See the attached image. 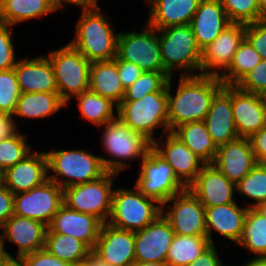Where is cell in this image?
<instances>
[{"mask_svg":"<svg viewBox=\"0 0 266 266\" xmlns=\"http://www.w3.org/2000/svg\"><path fill=\"white\" fill-rule=\"evenodd\" d=\"M170 77L167 83L168 131L195 121H204L215 95L224 83L216 76H180L175 94H171Z\"/></svg>","mask_w":266,"mask_h":266,"instance_id":"cell-1","label":"cell"},{"mask_svg":"<svg viewBox=\"0 0 266 266\" xmlns=\"http://www.w3.org/2000/svg\"><path fill=\"white\" fill-rule=\"evenodd\" d=\"M75 25V38L69 43L90 63L112 60L117 56L118 37L101 8L81 12Z\"/></svg>","mask_w":266,"mask_h":266,"instance_id":"cell-2","label":"cell"},{"mask_svg":"<svg viewBox=\"0 0 266 266\" xmlns=\"http://www.w3.org/2000/svg\"><path fill=\"white\" fill-rule=\"evenodd\" d=\"M103 127L101 144L105 153L109 157H113L111 159L100 156L107 172L119 174L120 171L131 166V160L139 159L142 161L152 147L150 140L143 134L133 131L118 117Z\"/></svg>","mask_w":266,"mask_h":266,"instance_id":"cell-3","label":"cell"},{"mask_svg":"<svg viewBox=\"0 0 266 266\" xmlns=\"http://www.w3.org/2000/svg\"><path fill=\"white\" fill-rule=\"evenodd\" d=\"M157 30L164 70L171 77L175 69L182 70L180 76L199 75L202 51L190 25L168 26Z\"/></svg>","mask_w":266,"mask_h":266,"instance_id":"cell-4","label":"cell"},{"mask_svg":"<svg viewBox=\"0 0 266 266\" xmlns=\"http://www.w3.org/2000/svg\"><path fill=\"white\" fill-rule=\"evenodd\" d=\"M47 156L48 179L62 189L90 182L102 177L107 171L101 157L84 149L50 150ZM53 174H50L52 173ZM64 177V178H63Z\"/></svg>","mask_w":266,"mask_h":266,"instance_id":"cell-5","label":"cell"},{"mask_svg":"<svg viewBox=\"0 0 266 266\" xmlns=\"http://www.w3.org/2000/svg\"><path fill=\"white\" fill-rule=\"evenodd\" d=\"M117 117L133 131L143 134L152 143L154 131L163 126L161 138L168 131L167 84L157 92L145 95L136 101H122L117 108Z\"/></svg>","mask_w":266,"mask_h":266,"instance_id":"cell-6","label":"cell"},{"mask_svg":"<svg viewBox=\"0 0 266 266\" xmlns=\"http://www.w3.org/2000/svg\"><path fill=\"white\" fill-rule=\"evenodd\" d=\"M162 214V205L133 189L117 188L113 191L111 214L107 223L127 231H139Z\"/></svg>","mask_w":266,"mask_h":266,"instance_id":"cell-7","label":"cell"},{"mask_svg":"<svg viewBox=\"0 0 266 266\" xmlns=\"http://www.w3.org/2000/svg\"><path fill=\"white\" fill-rule=\"evenodd\" d=\"M48 55L54 70L58 94L68 107L72 97L89 90L92 63L69 43Z\"/></svg>","mask_w":266,"mask_h":266,"instance_id":"cell-8","label":"cell"},{"mask_svg":"<svg viewBox=\"0 0 266 266\" xmlns=\"http://www.w3.org/2000/svg\"><path fill=\"white\" fill-rule=\"evenodd\" d=\"M116 177L117 173L106 172L99 179L64 188L63 203L75 211L96 217L102 224L107 223Z\"/></svg>","mask_w":266,"mask_h":266,"instance_id":"cell-9","label":"cell"},{"mask_svg":"<svg viewBox=\"0 0 266 266\" xmlns=\"http://www.w3.org/2000/svg\"><path fill=\"white\" fill-rule=\"evenodd\" d=\"M135 186L146 197L163 205L171 197L187 187L177 178L173 168L153 146L140 162Z\"/></svg>","mask_w":266,"mask_h":266,"instance_id":"cell-10","label":"cell"},{"mask_svg":"<svg viewBox=\"0 0 266 266\" xmlns=\"http://www.w3.org/2000/svg\"><path fill=\"white\" fill-rule=\"evenodd\" d=\"M141 32H120L117 56L139 66L143 71L166 72L161 61L158 30L147 23Z\"/></svg>","mask_w":266,"mask_h":266,"instance_id":"cell-11","label":"cell"},{"mask_svg":"<svg viewBox=\"0 0 266 266\" xmlns=\"http://www.w3.org/2000/svg\"><path fill=\"white\" fill-rule=\"evenodd\" d=\"M168 205V211L164 207ZM162 215L168 220L175 234L207 236L205 207L187 188L162 205Z\"/></svg>","mask_w":266,"mask_h":266,"instance_id":"cell-12","label":"cell"},{"mask_svg":"<svg viewBox=\"0 0 266 266\" xmlns=\"http://www.w3.org/2000/svg\"><path fill=\"white\" fill-rule=\"evenodd\" d=\"M63 204V189L51 180L26 192L14 194V214L38 220L46 226Z\"/></svg>","mask_w":266,"mask_h":266,"instance_id":"cell-13","label":"cell"},{"mask_svg":"<svg viewBox=\"0 0 266 266\" xmlns=\"http://www.w3.org/2000/svg\"><path fill=\"white\" fill-rule=\"evenodd\" d=\"M244 39L245 24L231 22L227 25L220 35L202 50L200 74L220 77L229 68Z\"/></svg>","mask_w":266,"mask_h":266,"instance_id":"cell-14","label":"cell"},{"mask_svg":"<svg viewBox=\"0 0 266 266\" xmlns=\"http://www.w3.org/2000/svg\"><path fill=\"white\" fill-rule=\"evenodd\" d=\"M175 232L161 214L142 230L135 232V261L166 263Z\"/></svg>","mask_w":266,"mask_h":266,"instance_id":"cell-15","label":"cell"},{"mask_svg":"<svg viewBox=\"0 0 266 266\" xmlns=\"http://www.w3.org/2000/svg\"><path fill=\"white\" fill-rule=\"evenodd\" d=\"M165 135V142L158 137L153 141L152 146L163 156L173 168L177 178L188 188L195 181L205 163L172 132H167Z\"/></svg>","mask_w":266,"mask_h":266,"instance_id":"cell-16","label":"cell"},{"mask_svg":"<svg viewBox=\"0 0 266 266\" xmlns=\"http://www.w3.org/2000/svg\"><path fill=\"white\" fill-rule=\"evenodd\" d=\"M233 119L239 137L249 138L266 125V97L231 86Z\"/></svg>","mask_w":266,"mask_h":266,"instance_id":"cell-17","label":"cell"},{"mask_svg":"<svg viewBox=\"0 0 266 266\" xmlns=\"http://www.w3.org/2000/svg\"><path fill=\"white\" fill-rule=\"evenodd\" d=\"M93 251L111 266H131L135 261V232L101 225Z\"/></svg>","mask_w":266,"mask_h":266,"instance_id":"cell-18","label":"cell"},{"mask_svg":"<svg viewBox=\"0 0 266 266\" xmlns=\"http://www.w3.org/2000/svg\"><path fill=\"white\" fill-rule=\"evenodd\" d=\"M188 189L205 208L236 202L234 199L236 185L230 182L212 163L205 164L201 168Z\"/></svg>","mask_w":266,"mask_h":266,"instance_id":"cell-19","label":"cell"},{"mask_svg":"<svg viewBox=\"0 0 266 266\" xmlns=\"http://www.w3.org/2000/svg\"><path fill=\"white\" fill-rule=\"evenodd\" d=\"M212 164L237 185L257 162L249 139L239 137L219 146Z\"/></svg>","mask_w":266,"mask_h":266,"instance_id":"cell-20","label":"cell"},{"mask_svg":"<svg viewBox=\"0 0 266 266\" xmlns=\"http://www.w3.org/2000/svg\"><path fill=\"white\" fill-rule=\"evenodd\" d=\"M48 180L47 156L31 152L23 160L3 172L2 183L13 193L26 192Z\"/></svg>","mask_w":266,"mask_h":266,"instance_id":"cell-21","label":"cell"},{"mask_svg":"<svg viewBox=\"0 0 266 266\" xmlns=\"http://www.w3.org/2000/svg\"><path fill=\"white\" fill-rule=\"evenodd\" d=\"M47 226L34 219L20 217L13 214L0 228L2 243L5 246V239L18 246L17 257L44 249Z\"/></svg>","mask_w":266,"mask_h":266,"instance_id":"cell-22","label":"cell"},{"mask_svg":"<svg viewBox=\"0 0 266 266\" xmlns=\"http://www.w3.org/2000/svg\"><path fill=\"white\" fill-rule=\"evenodd\" d=\"M101 225L96 217L75 211L63 203L47 226V231L73 236L93 250Z\"/></svg>","mask_w":266,"mask_h":266,"instance_id":"cell-23","label":"cell"},{"mask_svg":"<svg viewBox=\"0 0 266 266\" xmlns=\"http://www.w3.org/2000/svg\"><path fill=\"white\" fill-rule=\"evenodd\" d=\"M204 123L217 147L239 138L233 119L231 86L224 85L215 95Z\"/></svg>","mask_w":266,"mask_h":266,"instance_id":"cell-24","label":"cell"},{"mask_svg":"<svg viewBox=\"0 0 266 266\" xmlns=\"http://www.w3.org/2000/svg\"><path fill=\"white\" fill-rule=\"evenodd\" d=\"M14 71L21 93L58 92L52 63L47 55L18 59Z\"/></svg>","mask_w":266,"mask_h":266,"instance_id":"cell-25","label":"cell"},{"mask_svg":"<svg viewBox=\"0 0 266 266\" xmlns=\"http://www.w3.org/2000/svg\"><path fill=\"white\" fill-rule=\"evenodd\" d=\"M247 210V207L238 206L236 202L206 207V231L211 245H215L212 238L213 231L237 244L242 234Z\"/></svg>","mask_w":266,"mask_h":266,"instance_id":"cell-26","label":"cell"},{"mask_svg":"<svg viewBox=\"0 0 266 266\" xmlns=\"http://www.w3.org/2000/svg\"><path fill=\"white\" fill-rule=\"evenodd\" d=\"M230 23L220 0H201L189 25L202 51Z\"/></svg>","mask_w":266,"mask_h":266,"instance_id":"cell-27","label":"cell"},{"mask_svg":"<svg viewBox=\"0 0 266 266\" xmlns=\"http://www.w3.org/2000/svg\"><path fill=\"white\" fill-rule=\"evenodd\" d=\"M149 17L146 23L155 29L189 25L201 0H146Z\"/></svg>","mask_w":266,"mask_h":266,"instance_id":"cell-28","label":"cell"},{"mask_svg":"<svg viewBox=\"0 0 266 266\" xmlns=\"http://www.w3.org/2000/svg\"><path fill=\"white\" fill-rule=\"evenodd\" d=\"M89 89L110 99L117 106L123 101L125 89L119 78L115 58L91 64Z\"/></svg>","mask_w":266,"mask_h":266,"instance_id":"cell-29","label":"cell"},{"mask_svg":"<svg viewBox=\"0 0 266 266\" xmlns=\"http://www.w3.org/2000/svg\"><path fill=\"white\" fill-rule=\"evenodd\" d=\"M65 106L67 104L61 99L58 92L21 93L12 117L18 129L15 116L42 119L57 113Z\"/></svg>","mask_w":266,"mask_h":266,"instance_id":"cell-30","label":"cell"},{"mask_svg":"<svg viewBox=\"0 0 266 266\" xmlns=\"http://www.w3.org/2000/svg\"><path fill=\"white\" fill-rule=\"evenodd\" d=\"M55 11L53 0H0V23L17 26Z\"/></svg>","mask_w":266,"mask_h":266,"instance_id":"cell-31","label":"cell"},{"mask_svg":"<svg viewBox=\"0 0 266 266\" xmlns=\"http://www.w3.org/2000/svg\"><path fill=\"white\" fill-rule=\"evenodd\" d=\"M172 133L205 163H213L218 147L211 139L204 121L182 124Z\"/></svg>","mask_w":266,"mask_h":266,"instance_id":"cell-32","label":"cell"},{"mask_svg":"<svg viewBox=\"0 0 266 266\" xmlns=\"http://www.w3.org/2000/svg\"><path fill=\"white\" fill-rule=\"evenodd\" d=\"M256 256L248 262H266V218L248 208L241 237L237 243Z\"/></svg>","mask_w":266,"mask_h":266,"instance_id":"cell-33","label":"cell"},{"mask_svg":"<svg viewBox=\"0 0 266 266\" xmlns=\"http://www.w3.org/2000/svg\"><path fill=\"white\" fill-rule=\"evenodd\" d=\"M44 249L70 264L82 263L91 249L73 236L46 231Z\"/></svg>","mask_w":266,"mask_h":266,"instance_id":"cell-34","label":"cell"},{"mask_svg":"<svg viewBox=\"0 0 266 266\" xmlns=\"http://www.w3.org/2000/svg\"><path fill=\"white\" fill-rule=\"evenodd\" d=\"M78 101V109L83 119L91 124L102 127L108 122L114 120V108L118 106L110 99L104 98L90 89L74 97Z\"/></svg>","mask_w":266,"mask_h":266,"instance_id":"cell-35","label":"cell"},{"mask_svg":"<svg viewBox=\"0 0 266 266\" xmlns=\"http://www.w3.org/2000/svg\"><path fill=\"white\" fill-rule=\"evenodd\" d=\"M211 246L207 236L175 234L170 245L167 266H187Z\"/></svg>","mask_w":266,"mask_h":266,"instance_id":"cell-36","label":"cell"},{"mask_svg":"<svg viewBox=\"0 0 266 266\" xmlns=\"http://www.w3.org/2000/svg\"><path fill=\"white\" fill-rule=\"evenodd\" d=\"M261 60L254 47L244 39L235 52L229 68L220 75L219 79L224 85L235 86Z\"/></svg>","mask_w":266,"mask_h":266,"instance_id":"cell-37","label":"cell"},{"mask_svg":"<svg viewBox=\"0 0 266 266\" xmlns=\"http://www.w3.org/2000/svg\"><path fill=\"white\" fill-rule=\"evenodd\" d=\"M236 191L254 201L248 205L245 204L247 208H255L266 200V169L264 166L257 163L236 185Z\"/></svg>","mask_w":266,"mask_h":266,"instance_id":"cell-38","label":"cell"},{"mask_svg":"<svg viewBox=\"0 0 266 266\" xmlns=\"http://www.w3.org/2000/svg\"><path fill=\"white\" fill-rule=\"evenodd\" d=\"M26 138L27 136L19 132L18 129L11 136L0 140V169L2 172L32 152Z\"/></svg>","mask_w":266,"mask_h":266,"instance_id":"cell-39","label":"cell"},{"mask_svg":"<svg viewBox=\"0 0 266 266\" xmlns=\"http://www.w3.org/2000/svg\"><path fill=\"white\" fill-rule=\"evenodd\" d=\"M171 76L167 72L144 71L138 79L127 89L123 101H136L145 95L160 91Z\"/></svg>","mask_w":266,"mask_h":266,"instance_id":"cell-40","label":"cell"},{"mask_svg":"<svg viewBox=\"0 0 266 266\" xmlns=\"http://www.w3.org/2000/svg\"><path fill=\"white\" fill-rule=\"evenodd\" d=\"M227 18L233 23L260 21L258 0H220Z\"/></svg>","mask_w":266,"mask_h":266,"instance_id":"cell-41","label":"cell"},{"mask_svg":"<svg viewBox=\"0 0 266 266\" xmlns=\"http://www.w3.org/2000/svg\"><path fill=\"white\" fill-rule=\"evenodd\" d=\"M20 94L14 68L0 71V114L12 116Z\"/></svg>","mask_w":266,"mask_h":266,"instance_id":"cell-42","label":"cell"},{"mask_svg":"<svg viewBox=\"0 0 266 266\" xmlns=\"http://www.w3.org/2000/svg\"><path fill=\"white\" fill-rule=\"evenodd\" d=\"M235 86L243 92L266 97V59H262Z\"/></svg>","mask_w":266,"mask_h":266,"instance_id":"cell-43","label":"cell"},{"mask_svg":"<svg viewBox=\"0 0 266 266\" xmlns=\"http://www.w3.org/2000/svg\"><path fill=\"white\" fill-rule=\"evenodd\" d=\"M14 26L0 23V71L10 70L15 67L18 59H15L12 29Z\"/></svg>","mask_w":266,"mask_h":266,"instance_id":"cell-44","label":"cell"},{"mask_svg":"<svg viewBox=\"0 0 266 266\" xmlns=\"http://www.w3.org/2000/svg\"><path fill=\"white\" fill-rule=\"evenodd\" d=\"M245 39L266 59V20L245 24Z\"/></svg>","mask_w":266,"mask_h":266,"instance_id":"cell-45","label":"cell"},{"mask_svg":"<svg viewBox=\"0 0 266 266\" xmlns=\"http://www.w3.org/2000/svg\"><path fill=\"white\" fill-rule=\"evenodd\" d=\"M26 266H70L71 264L51 255L45 249L22 256Z\"/></svg>","mask_w":266,"mask_h":266,"instance_id":"cell-46","label":"cell"},{"mask_svg":"<svg viewBox=\"0 0 266 266\" xmlns=\"http://www.w3.org/2000/svg\"><path fill=\"white\" fill-rule=\"evenodd\" d=\"M115 59L117 62L119 78L124 89H127L144 71L136 64L122 60L118 56H116Z\"/></svg>","mask_w":266,"mask_h":266,"instance_id":"cell-47","label":"cell"},{"mask_svg":"<svg viewBox=\"0 0 266 266\" xmlns=\"http://www.w3.org/2000/svg\"><path fill=\"white\" fill-rule=\"evenodd\" d=\"M14 214V194L0 183V228Z\"/></svg>","mask_w":266,"mask_h":266,"instance_id":"cell-48","label":"cell"},{"mask_svg":"<svg viewBox=\"0 0 266 266\" xmlns=\"http://www.w3.org/2000/svg\"><path fill=\"white\" fill-rule=\"evenodd\" d=\"M257 163L266 161V125L249 138Z\"/></svg>","mask_w":266,"mask_h":266,"instance_id":"cell-49","label":"cell"},{"mask_svg":"<svg viewBox=\"0 0 266 266\" xmlns=\"http://www.w3.org/2000/svg\"><path fill=\"white\" fill-rule=\"evenodd\" d=\"M187 266H226L217 254L215 245H211L200 256Z\"/></svg>","mask_w":266,"mask_h":266,"instance_id":"cell-50","label":"cell"},{"mask_svg":"<svg viewBox=\"0 0 266 266\" xmlns=\"http://www.w3.org/2000/svg\"><path fill=\"white\" fill-rule=\"evenodd\" d=\"M54 6L57 10L64 8V6L68 3L77 5L78 7H82V11L86 10H95L98 8H101L99 4L97 3L98 0H53Z\"/></svg>","mask_w":266,"mask_h":266,"instance_id":"cell-51","label":"cell"},{"mask_svg":"<svg viewBox=\"0 0 266 266\" xmlns=\"http://www.w3.org/2000/svg\"><path fill=\"white\" fill-rule=\"evenodd\" d=\"M16 130L13 117L0 114V140L11 136Z\"/></svg>","mask_w":266,"mask_h":266,"instance_id":"cell-52","label":"cell"},{"mask_svg":"<svg viewBox=\"0 0 266 266\" xmlns=\"http://www.w3.org/2000/svg\"><path fill=\"white\" fill-rule=\"evenodd\" d=\"M86 266H111L105 262L100 256H98L93 250H91L88 256L83 261Z\"/></svg>","mask_w":266,"mask_h":266,"instance_id":"cell-53","label":"cell"},{"mask_svg":"<svg viewBox=\"0 0 266 266\" xmlns=\"http://www.w3.org/2000/svg\"><path fill=\"white\" fill-rule=\"evenodd\" d=\"M1 266H26V264L22 257L8 256Z\"/></svg>","mask_w":266,"mask_h":266,"instance_id":"cell-54","label":"cell"},{"mask_svg":"<svg viewBox=\"0 0 266 266\" xmlns=\"http://www.w3.org/2000/svg\"><path fill=\"white\" fill-rule=\"evenodd\" d=\"M8 256L12 257L11 253L9 254L5 250L4 244L2 243L1 238H0V266L8 258Z\"/></svg>","mask_w":266,"mask_h":266,"instance_id":"cell-55","label":"cell"},{"mask_svg":"<svg viewBox=\"0 0 266 266\" xmlns=\"http://www.w3.org/2000/svg\"><path fill=\"white\" fill-rule=\"evenodd\" d=\"M260 21L266 20V0H258Z\"/></svg>","mask_w":266,"mask_h":266,"instance_id":"cell-56","label":"cell"},{"mask_svg":"<svg viewBox=\"0 0 266 266\" xmlns=\"http://www.w3.org/2000/svg\"><path fill=\"white\" fill-rule=\"evenodd\" d=\"M131 266H167V264L157 262H134Z\"/></svg>","mask_w":266,"mask_h":266,"instance_id":"cell-57","label":"cell"},{"mask_svg":"<svg viewBox=\"0 0 266 266\" xmlns=\"http://www.w3.org/2000/svg\"><path fill=\"white\" fill-rule=\"evenodd\" d=\"M254 209L266 218V200L262 201Z\"/></svg>","mask_w":266,"mask_h":266,"instance_id":"cell-58","label":"cell"},{"mask_svg":"<svg viewBox=\"0 0 266 266\" xmlns=\"http://www.w3.org/2000/svg\"><path fill=\"white\" fill-rule=\"evenodd\" d=\"M253 266H266V262H253Z\"/></svg>","mask_w":266,"mask_h":266,"instance_id":"cell-59","label":"cell"},{"mask_svg":"<svg viewBox=\"0 0 266 266\" xmlns=\"http://www.w3.org/2000/svg\"><path fill=\"white\" fill-rule=\"evenodd\" d=\"M70 266H86L84 262L78 264H71Z\"/></svg>","mask_w":266,"mask_h":266,"instance_id":"cell-60","label":"cell"},{"mask_svg":"<svg viewBox=\"0 0 266 266\" xmlns=\"http://www.w3.org/2000/svg\"><path fill=\"white\" fill-rule=\"evenodd\" d=\"M2 179H3V172L0 169V183L2 182Z\"/></svg>","mask_w":266,"mask_h":266,"instance_id":"cell-61","label":"cell"},{"mask_svg":"<svg viewBox=\"0 0 266 266\" xmlns=\"http://www.w3.org/2000/svg\"><path fill=\"white\" fill-rule=\"evenodd\" d=\"M243 266H253L252 263H245Z\"/></svg>","mask_w":266,"mask_h":266,"instance_id":"cell-62","label":"cell"},{"mask_svg":"<svg viewBox=\"0 0 266 266\" xmlns=\"http://www.w3.org/2000/svg\"><path fill=\"white\" fill-rule=\"evenodd\" d=\"M261 164H262V165L264 166V168L266 169V161H263Z\"/></svg>","mask_w":266,"mask_h":266,"instance_id":"cell-63","label":"cell"}]
</instances>
